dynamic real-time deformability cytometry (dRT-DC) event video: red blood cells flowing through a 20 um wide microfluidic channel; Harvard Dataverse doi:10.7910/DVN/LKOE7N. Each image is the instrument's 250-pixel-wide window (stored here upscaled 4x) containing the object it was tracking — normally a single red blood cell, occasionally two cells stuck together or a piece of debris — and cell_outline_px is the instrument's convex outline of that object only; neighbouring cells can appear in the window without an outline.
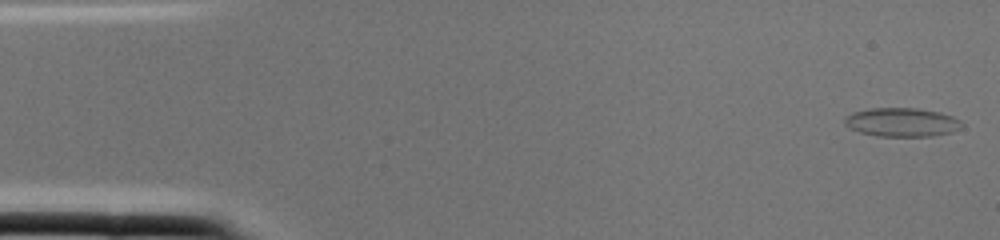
{"species": "common noctule bat (a hibernating species)", "species_latin": "Nyctalus noctula", "temperature_condition": "cold", "stored_images_in_passage": 2, "camera_frame_rate_fps": 3000, "um_per_image_px": 0.085, "animal": {"sex": "female", "body_mass_g": 22.0, "forearm_length_mm": 56.7}, "frame": {"image": 1, "passage_image": 1, "time_ms": 0.0, "image_size_px": [1000, 240], "cell_outline_px": [[964, 124], [960, 128], [952, 132], [932, 136], [876, 136], [860, 132], [844, 124], [844, 116], [852, 112], [872, 108], [916, 108], [940, 112], [952, 116], [960, 120]], "centroid_in_image_um": [76.66, 10.39], "position_along_channel_um": 8.3, "area_um2": 19.71}}
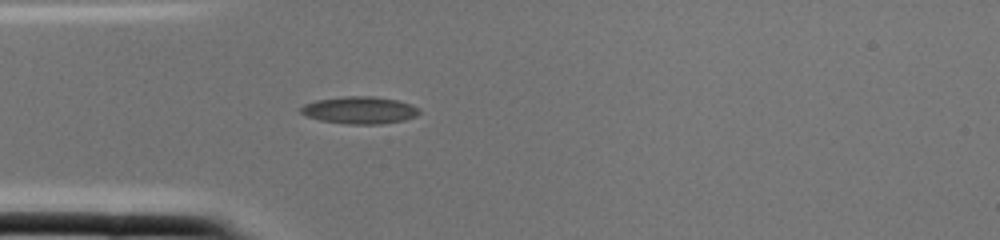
{"frame": {"image": 2, "passage_image": 2, "time_ms": 0.333, "image_size_px": [1000, 240], "cell_outline_px": [[420, 112], [416, 116], [404, 120], [380, 124], [348, 124], [320, 120], [304, 116], [300, 112], [300, 108], [304, 104], [316, 100], [344, 96], [372, 96], [396, 100], [412, 104], [420, 108]], "centroid_in_image_um": [30.56, 9.36], "position_along_channel_um": 54.4, "area_um2": 18.9}}